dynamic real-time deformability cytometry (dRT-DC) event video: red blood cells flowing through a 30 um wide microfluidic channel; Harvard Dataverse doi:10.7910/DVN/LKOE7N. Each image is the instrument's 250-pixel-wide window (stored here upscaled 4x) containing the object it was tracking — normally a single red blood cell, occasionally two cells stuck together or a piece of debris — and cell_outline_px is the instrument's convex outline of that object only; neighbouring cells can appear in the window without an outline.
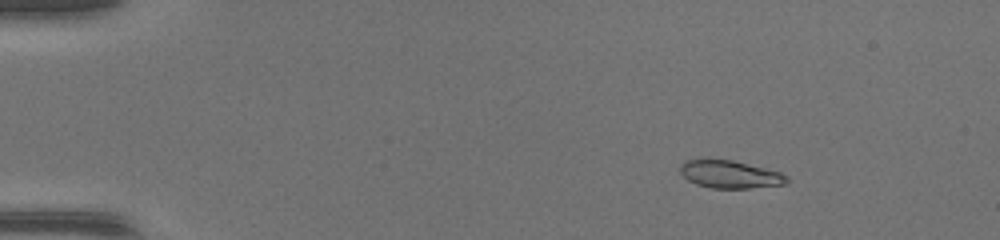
{"species": "common noctule bat (a hibernating species)", "species_latin": "Nyctalus noctula", "temperature_condition": "warm", "stored_images_in_passage": 48, "camera_frame_rate_fps": 3000, "um_per_image_px": 0.085, "animal": {"sex": "female", "body_mass_g": 17.0, "forearm_length_mm": 48.0}, "frame": {"image": 1, "passage_image": 6, "time_ms": 1.667, "image_size_px": [1000, 240], "cell_outline_px": [[788, 184], [748, 188], [712, 188], [696, 184], [688, 180], [680, 172], [680, 164], [684, 160], [732, 160], [780, 172], [788, 176]], "centroid_in_image_um": [62.06, 14.83], "position_along_channel_um": 22.9, "area_um2": 17.05}}
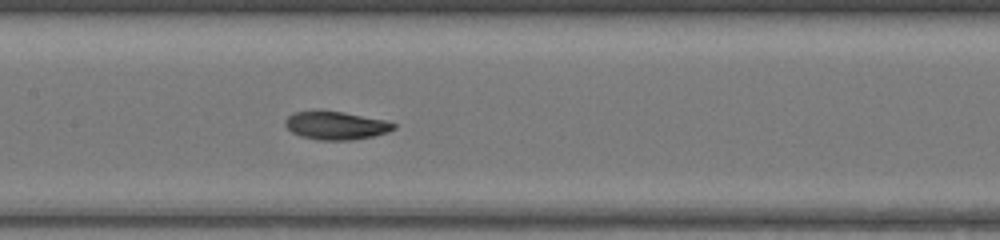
{"frame": {"image": 2, "passage_image": 24, "time_ms": 7.667, "image_size_px": [1000, 240], "cell_outline_px": [[396, 128], [388, 132], [372, 136], [352, 140], [320, 140], [300, 136], [292, 132], [284, 124], [284, 120], [292, 112], [344, 112], [384, 120], [396, 124]], "centroid_in_image_um": [28.55, 10.68], "position_along_channel_um": 178.8, "area_um2": 17.51}}
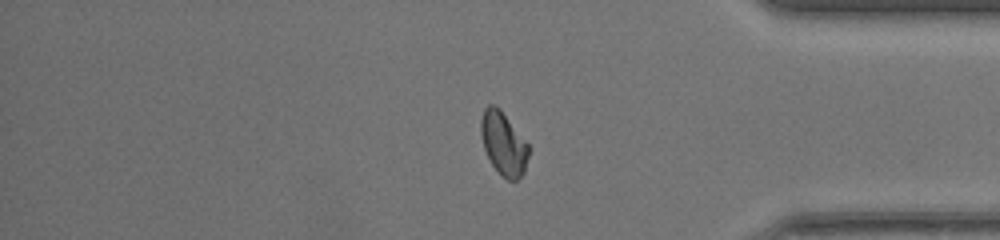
{"frame": {"image": 3, "passage_image": 40, "time_ms": 13.0, "image_size_px": [1000, 240], "cell_outline_px": [[532, 148], [524, 172], [516, 180], [508, 180], [500, 176], [492, 164], [484, 148], [480, 132], [480, 120], [484, 108], [488, 104], [496, 104], [500, 108]], "centroid_in_image_um": [42.81, 12.19], "position_along_channel_um": 392.4, "area_um2": 17.98}, "authors_computed_cell_mechanics": {"area_um2": 17.918, "velocity_mm_per_s": 4.3386, "shape_relaxation_time_tau1_ms": 3.2619, "shape_relaxation_time_tau2_ms": 1.9609, "deformation_change_tau1": 0.1414, "deformation_change_tau2": 0.055}}